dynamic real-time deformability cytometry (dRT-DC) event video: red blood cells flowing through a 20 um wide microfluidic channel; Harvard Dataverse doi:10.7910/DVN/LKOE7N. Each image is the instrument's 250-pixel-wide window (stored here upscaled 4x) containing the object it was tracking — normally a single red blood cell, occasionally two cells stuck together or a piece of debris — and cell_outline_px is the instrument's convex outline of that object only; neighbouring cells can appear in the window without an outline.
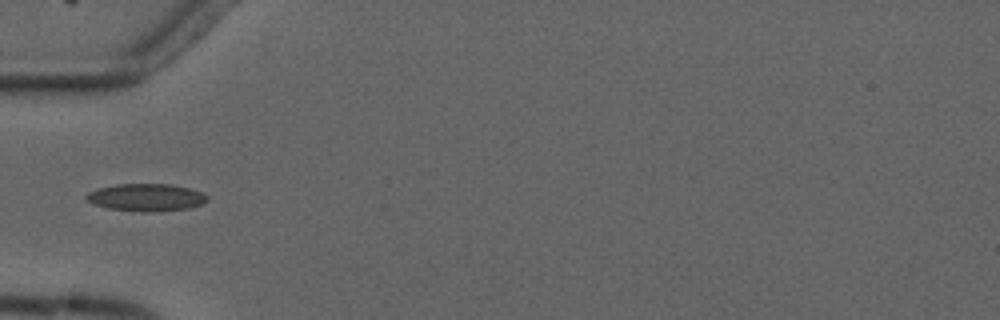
{"species": "common noctule bat (a hibernating species)", "species_latin": "Nyctalus noctula", "temperature_condition": "cold", "stored_images_in_passage": 6, "camera_frame_rate_fps": 3000, "um_per_image_px": 0.085, "animal": {"sex": "male", "forearm_length_mm": 52.5}, "frame": {"image": 1, "passage_image": 4, "time_ms": 3.667, "image_size_px": [1000, 320], "cell_outline_px": [[208, 200], [200, 204], [188, 208], [156, 212], [140, 212], [108, 208], [96, 204], [88, 200], [84, 196], [88, 192], [100, 188], [116, 184], [172, 184], [192, 188], [208, 196]], "centroid_in_image_um": [12.45, 16.78], "position_along_channel_um": 72.5, "area_um2": 19.31}}
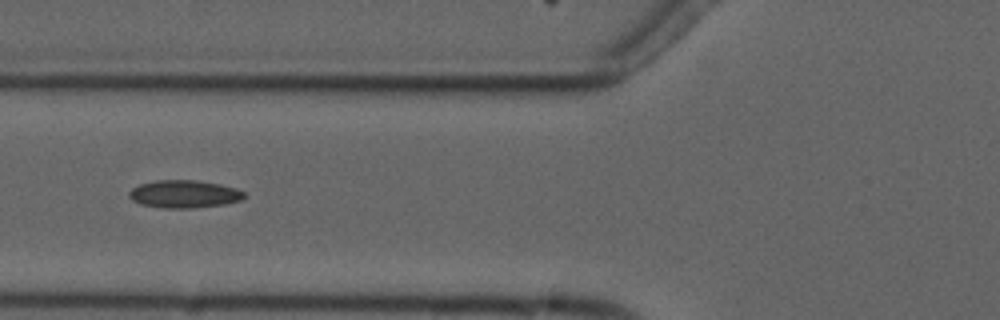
{"frame": {"image": 2, "passage_image": 5, "time_ms": 4.667, "image_size_px": [1000, 320], "cell_outline_px": [[248, 196], [240, 200], [224, 204], [196, 208], [164, 208], [140, 204], [132, 200], [128, 196], [128, 192], [132, 188], [140, 184], [156, 180], [196, 180], [220, 184], [236, 188], [244, 192]], "centroid_in_image_um": [15.66, 16.49], "position_along_channel_um": 110.1, "area_um2": 18.73}}
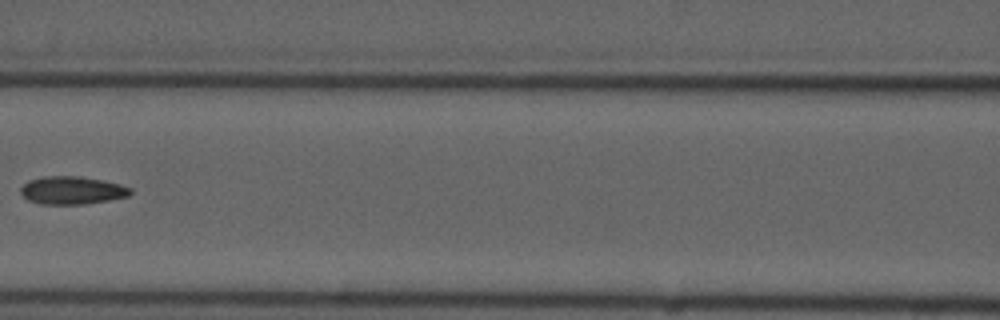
{"frame": {"image": 3, "passage_image": 6, "time_ms": 6.0, "image_size_px": [1000, 320], "cell_outline_px": [[132, 192], [128, 196], [108, 200], [84, 204], [40, 204], [28, 200], [20, 192], [20, 188], [28, 180], [44, 176], [76, 176], [104, 180], [120, 184], [132, 188]], "centroid_in_image_um": [6.12, 16.17], "position_along_channel_um": 160.5, "area_um2": 17.86}}